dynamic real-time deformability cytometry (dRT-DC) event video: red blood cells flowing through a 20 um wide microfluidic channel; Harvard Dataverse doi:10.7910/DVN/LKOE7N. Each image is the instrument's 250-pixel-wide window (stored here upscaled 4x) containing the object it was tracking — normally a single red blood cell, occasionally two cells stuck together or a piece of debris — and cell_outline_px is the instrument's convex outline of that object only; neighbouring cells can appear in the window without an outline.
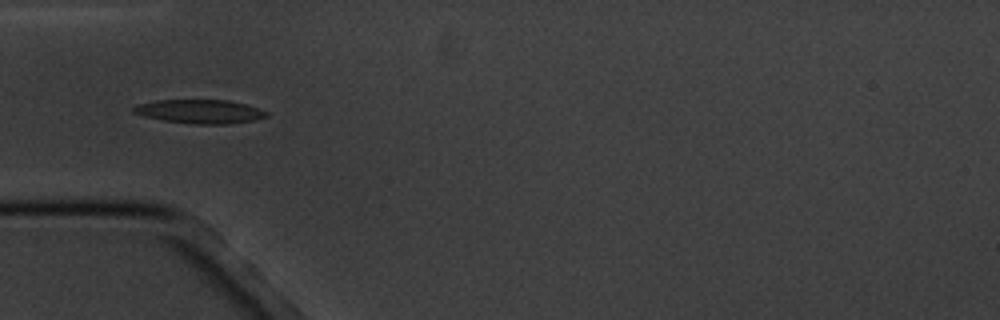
{"species": "common noctule bat (a hibernating species)", "species_latin": "Nyctalus noctula", "temperature_condition": "cold", "stored_images_in_passage": 9, "camera_frame_rate_fps": 3000, "um_per_image_px": 0.085, "animal": {"sex": "male", "body_mass_g": 20.1, "forearm_length_mm": 53.5}, "frame": {"image": 1, "passage_image": 4, "time_ms": 3.667, "image_size_px": [1000, 320], "cell_outline_px": [[268, 116], [256, 120], [228, 124], [192, 124], [164, 120], [144, 116], [132, 112], [132, 108], [136, 104], [156, 100], [228, 100], [244, 104], [268, 112]], "centroid_in_image_um": [16.97, 9.48], "position_along_channel_um": 68.0, "area_um2": 18.44}}
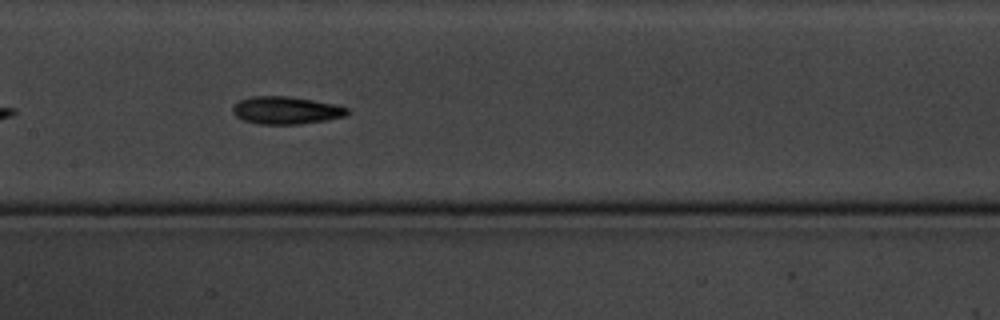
{"frame": {"image": 2, "passage_image": 7, "time_ms": 7.0, "image_size_px": [1000, 320], "cell_outline_px": [[348, 112], [344, 116], [328, 120], [300, 124], [260, 124], [244, 120], [236, 116], [232, 112], [232, 108], [240, 100], [252, 96], [288, 96], [336, 104], [348, 108]], "centroid_in_image_um": [24.32, 9.38], "position_along_channel_um": 183.1, "area_um2": 18.32}}
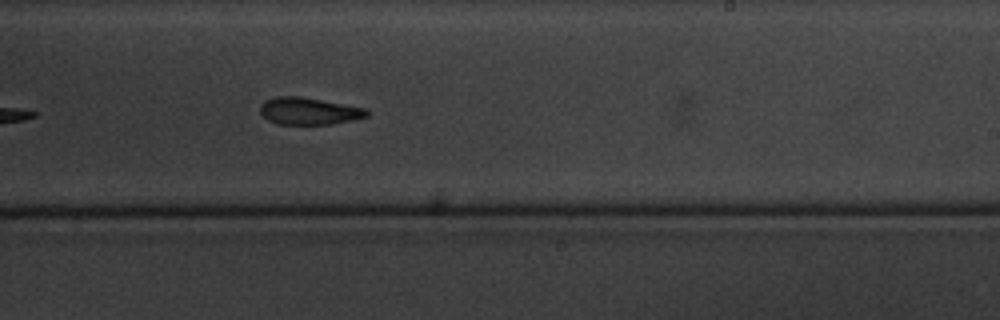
{"frame": {"image": 3, "passage_image": 9, "time_ms": 9.333, "image_size_px": [1000, 320], "cell_outline_px": [[368, 116], [352, 120], [332, 124], [276, 124], [268, 120], [260, 112], [260, 104], [264, 100], [276, 96], [300, 96], [368, 108]], "centroid_in_image_um": [26.25, 9.43], "position_along_channel_um": 262.8, "area_um2": 16.99}}